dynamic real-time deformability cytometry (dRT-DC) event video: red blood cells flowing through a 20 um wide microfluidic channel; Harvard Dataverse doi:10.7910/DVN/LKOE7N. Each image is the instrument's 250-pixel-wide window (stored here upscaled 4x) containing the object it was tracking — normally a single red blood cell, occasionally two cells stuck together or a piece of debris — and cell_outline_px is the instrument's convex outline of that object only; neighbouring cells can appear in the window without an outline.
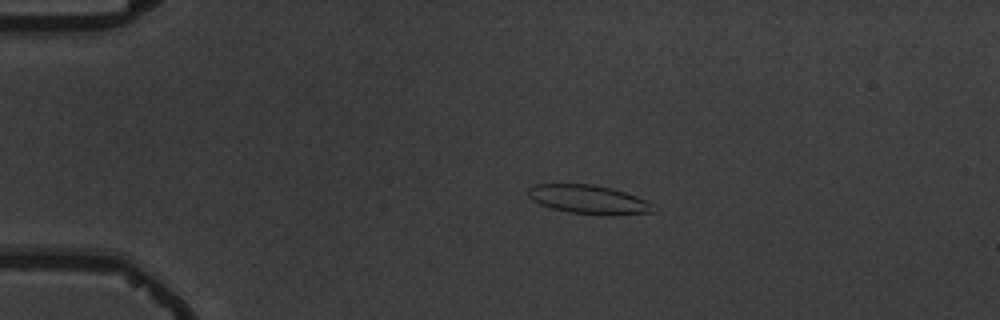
{"species": "common noctule bat (a hibernating species)", "species_latin": "Nyctalus noctula", "temperature_condition": "warm", "stored_images_in_passage": 5, "camera_frame_rate_fps": 3000, "um_per_image_px": 0.085, "animal": {"sex": "male", "body_mass_g": 19.5, "forearm_length_mm": 54.6}, "frame": {"image": 1, "passage_image": 3, "time_ms": 2.333, "image_size_px": [1000, 320], "cell_outline_px": [[656, 212], [568, 212], [552, 208], [540, 204], [532, 200], [528, 196], [528, 188], [532, 184], [596, 184], [612, 188], [636, 196], [644, 200], [656, 208]], "centroid_in_image_um": [49.91, 16.88], "position_along_channel_um": 35.1, "area_um2": 19.94}}
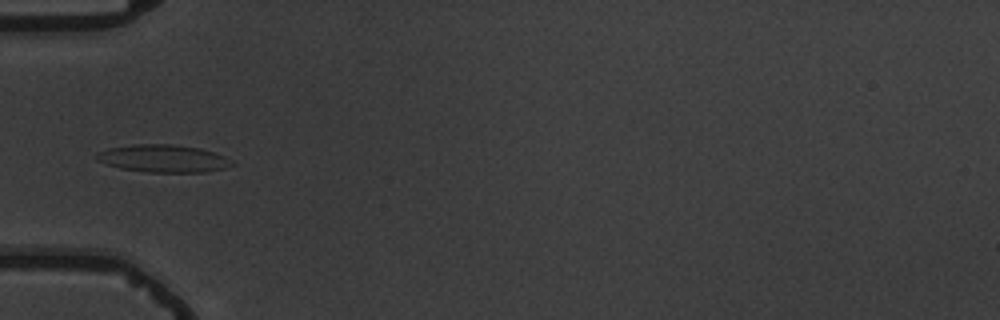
{"frame": {"image": 2, "passage_image": 5, "time_ms": 4.667, "image_size_px": [1000, 320], "cell_outline_px": [[236, 164], [224, 168], [204, 172], [148, 172], [120, 168], [96, 160], [96, 152], [108, 148], [132, 144], [172, 144], [200, 148], [224, 156], [232, 160]], "centroid_in_image_um": [13.87, 13.46], "position_along_channel_um": 71.1, "area_um2": 21.73}}